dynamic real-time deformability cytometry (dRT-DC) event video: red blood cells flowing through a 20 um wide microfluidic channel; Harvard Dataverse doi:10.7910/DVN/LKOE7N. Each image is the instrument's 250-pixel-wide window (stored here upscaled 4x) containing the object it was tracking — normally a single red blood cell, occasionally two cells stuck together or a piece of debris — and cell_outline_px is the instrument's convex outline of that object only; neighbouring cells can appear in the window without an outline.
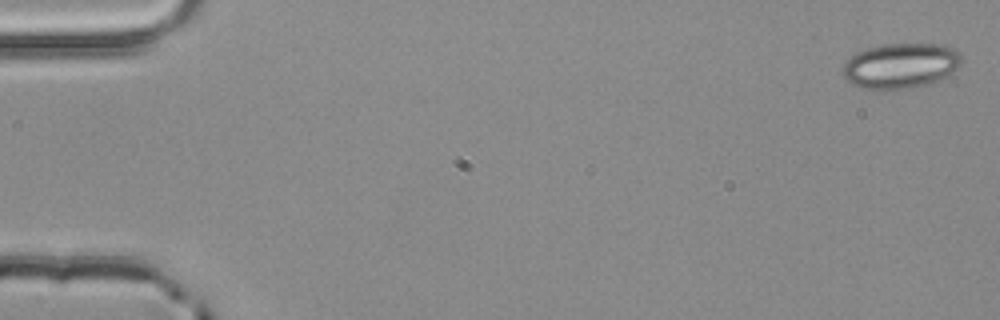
{"species": "common noctule bat (a hibernating species)", "species_latin": "Nyctalus noctula", "temperature_condition": "room temperature", "stored_images_in_passage": 6, "camera_frame_rate_fps": 3000, "um_per_image_px": 0.085, "animal": {"sex": "male", "body_mass_g": 20.4}, "frame": {"image": 1, "passage_image": 1, "time_ms": 0.0, "image_size_px": [1000, 320], "cell_outline_px": [[964, 60], [952, 72], [928, 84], [884, 92], [876, 92], [860, 88], [844, 80], [844, 60], [856, 52], [868, 48], [884, 44], [944, 44], [956, 48], [960, 52]], "centroid_in_image_um": [76.52, 5.6], "position_along_channel_um": 8.5, "area_um2": 32.02}}
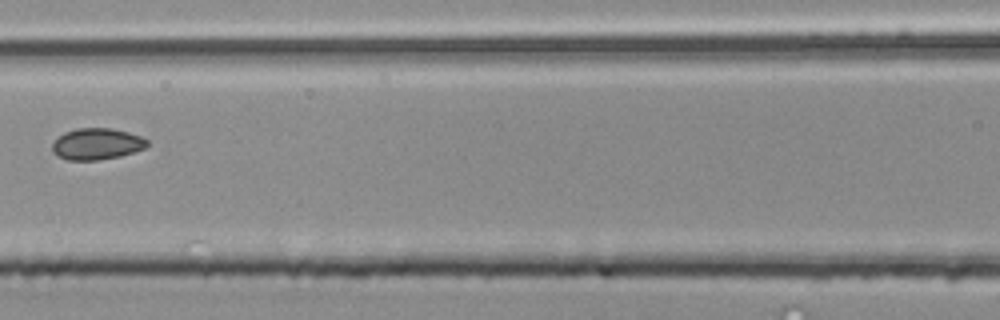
{"frame": {"image": 2, "passage_image": 5, "time_ms": 1.333, "image_size_px": [1000, 320], "cell_outline_px": [[148, 144], [144, 148], [120, 156], [96, 160], [68, 160], [52, 152], [52, 144], [64, 132], [76, 128], [108, 128], [128, 132], [140, 136], [148, 140]], "centroid_in_image_um": [8.22, 12.23], "position_along_channel_um": 158.4, "area_um2": 17.17}}